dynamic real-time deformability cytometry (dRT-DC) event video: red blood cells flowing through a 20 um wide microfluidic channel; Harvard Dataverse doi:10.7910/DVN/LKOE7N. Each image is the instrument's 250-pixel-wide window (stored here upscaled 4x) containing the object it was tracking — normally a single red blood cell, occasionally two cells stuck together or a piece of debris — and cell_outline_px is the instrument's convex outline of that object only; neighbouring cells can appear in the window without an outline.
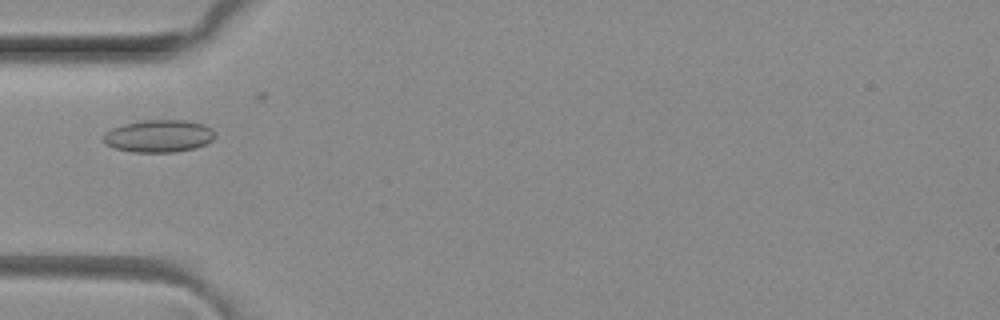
{"species": "common noctule bat (a hibernating species)", "species_latin": "Nyctalus noctula", "temperature_condition": "room temperature", "stored_images_in_passage": 4, "camera_frame_rate_fps": 3000, "um_per_image_px": 0.085, "animal": {"sex": "female", "body_mass_g": 29.2, "forearm_length_mm": 56.3}, "frame": {"image": 1, "passage_image": 4, "time_ms": 1.0, "image_size_px": [1000, 320], "cell_outline_px": [[216, 136], [208, 144], [196, 148], [176, 152], [132, 152], [116, 148], [104, 144], [104, 132], [112, 128], [124, 124], [144, 120], [188, 120], [204, 124], [212, 128]], "centroid_in_image_um": [13.54, 11.56], "position_along_channel_um": 71.5, "area_um2": 21.33}}